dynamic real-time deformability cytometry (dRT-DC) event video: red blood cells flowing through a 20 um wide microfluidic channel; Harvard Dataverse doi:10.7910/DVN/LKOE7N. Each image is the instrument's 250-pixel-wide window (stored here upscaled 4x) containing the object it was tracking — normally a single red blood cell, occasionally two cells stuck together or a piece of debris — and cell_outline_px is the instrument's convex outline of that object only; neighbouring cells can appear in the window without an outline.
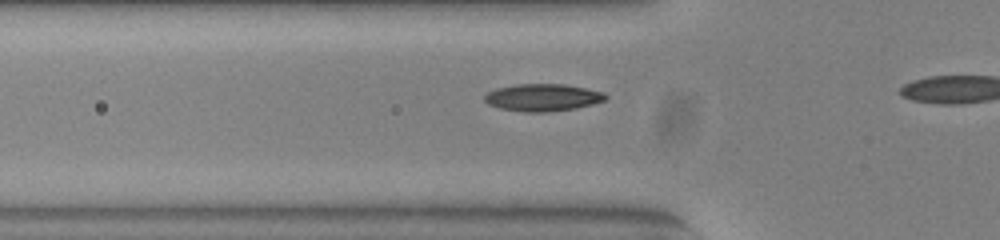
{"species": "common noctule bat (a hibernating species)", "species_latin": "Nyctalus noctula", "temperature_condition": "warm", "stored_images_in_passage": 18, "camera_frame_rate_fps": 3000, "um_per_image_px": 0.085, "animal": {"sex": "female", "body_mass_g": 23.0, "forearm_length_mm": 53.4}, "frame": {"image": 1, "passage_image": 13, "time_ms": 4.0, "image_size_px": [1000, 240], "cell_outline_px": [[608, 96], [604, 100], [592, 104], [576, 108], [544, 112], [524, 112], [500, 108], [488, 104], [484, 100], [484, 96], [488, 92], [496, 88], [516, 84], [564, 84], [604, 92]], "centroid_in_image_um": [46.11, 8.28], "position_along_channel_um": 79.7, "area_um2": 19.13}}
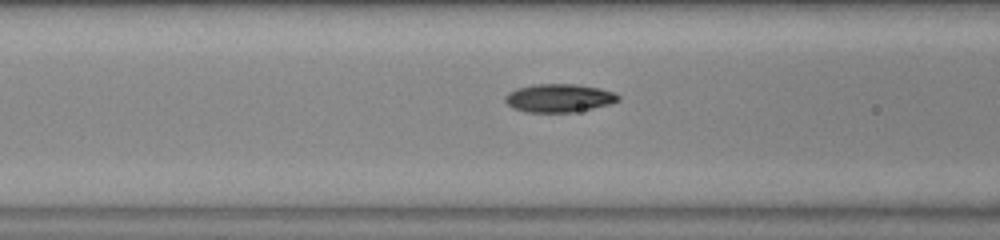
{"frame": {"image": 2, "passage_image": 16, "time_ms": 5.0, "image_size_px": [1000, 240], "cell_outline_px": [[620, 100], [608, 104], [592, 108], [572, 112], [524, 112], [512, 108], [504, 100], [504, 96], [508, 92], [516, 88], [532, 84], [576, 84], [600, 88], [616, 92], [620, 96]], "centroid_in_image_um": [47.49, 8.32], "position_along_channel_um": 119.1, "area_um2": 18.79}}